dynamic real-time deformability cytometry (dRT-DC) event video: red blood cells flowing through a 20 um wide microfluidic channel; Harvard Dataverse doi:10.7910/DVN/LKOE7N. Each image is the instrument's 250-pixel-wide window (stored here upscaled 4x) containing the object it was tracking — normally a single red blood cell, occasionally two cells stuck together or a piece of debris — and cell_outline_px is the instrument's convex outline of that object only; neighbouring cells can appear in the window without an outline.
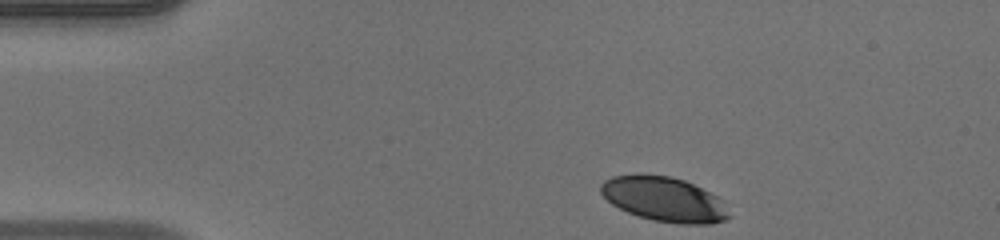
{"species": "human", "species_latin": "Homo sapiens", "temperature_condition": "warm", "stored_images_in_passage": 38, "camera_frame_rate_fps": 3000, "um_per_image_px": 0.085, "donor": {"sex": "male"}, "frame": {"image": 1, "passage_image": 1, "time_ms": 0.0, "image_size_px": [1000, 240], "cell_outline_px": [[732, 216], [724, 220], [712, 224], [680, 224], [652, 220], [628, 212], [612, 204], [600, 192], [600, 184], [604, 180], [612, 176], [636, 172], [640, 172], [668, 176], [684, 180], [724, 200]], "centroid_in_image_um": [56.45, 16.92], "position_along_channel_um": 28.6, "area_um2": 33.81}}
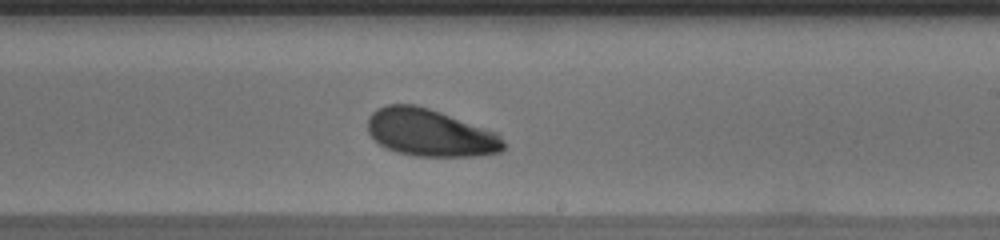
{"frame": {"image": 2, "passage_image": 22, "time_ms": 7.0, "image_size_px": [1000, 240], "cell_outline_px": [[504, 148], [500, 152], [476, 156], [412, 156], [396, 152], [380, 144], [368, 132], [368, 116], [376, 108], [388, 104], [416, 104], [440, 112], [496, 132], [504, 140]], "centroid_in_image_um": [36.55, 11.28], "position_along_channel_um": 252.5, "area_um2": 37.4}}
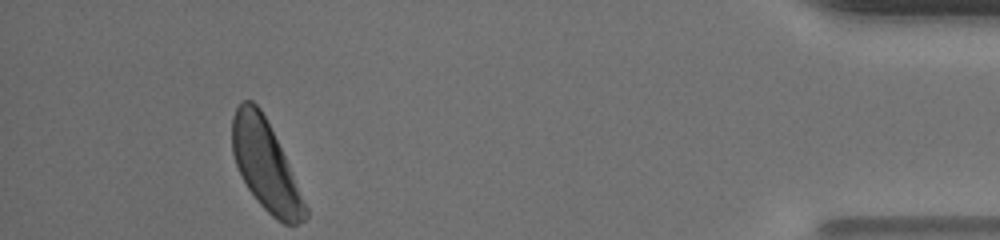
{"frame": {"image": 3, "passage_image": 38, "time_ms": 12.333, "image_size_px": [1000, 240], "cell_outline_px": [[308, 216], [304, 220], [296, 224], [284, 224], [276, 220], [256, 200], [248, 188], [236, 164], [232, 152], [232, 116], [236, 108], [244, 100], [252, 100], [260, 108], [288, 164], [308, 208]], "centroid_in_image_um": [22.56, 14.09], "position_along_channel_um": 412.6, "area_um2": 37.34}, "authors_computed_cell_mechanics": {"area_um2": 37.8301, "velocity_mm_per_s": 4.1417, "shape_relaxation_time_tau1_ms": 2.5946, "shape_relaxation_time_tau2_ms": null, "deformation_change_tau1": 0.1124, "deformation_change_tau2": null}}